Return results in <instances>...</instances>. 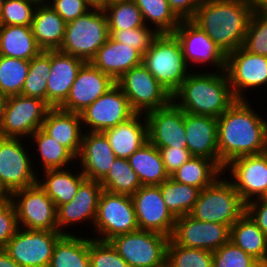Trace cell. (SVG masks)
Listing matches in <instances>:
<instances>
[{"mask_svg": "<svg viewBox=\"0 0 267 267\" xmlns=\"http://www.w3.org/2000/svg\"><path fill=\"white\" fill-rule=\"evenodd\" d=\"M247 100H236L217 118L220 167L240 156L267 151V120Z\"/></svg>", "mask_w": 267, "mask_h": 267, "instance_id": "obj_1", "label": "cell"}, {"mask_svg": "<svg viewBox=\"0 0 267 267\" xmlns=\"http://www.w3.org/2000/svg\"><path fill=\"white\" fill-rule=\"evenodd\" d=\"M253 11L243 0H202L191 21L227 55L243 46Z\"/></svg>", "mask_w": 267, "mask_h": 267, "instance_id": "obj_2", "label": "cell"}, {"mask_svg": "<svg viewBox=\"0 0 267 267\" xmlns=\"http://www.w3.org/2000/svg\"><path fill=\"white\" fill-rule=\"evenodd\" d=\"M214 72L190 73L172 95V101L190 114L221 116L236 99L225 71Z\"/></svg>", "mask_w": 267, "mask_h": 267, "instance_id": "obj_3", "label": "cell"}, {"mask_svg": "<svg viewBox=\"0 0 267 267\" xmlns=\"http://www.w3.org/2000/svg\"><path fill=\"white\" fill-rule=\"evenodd\" d=\"M142 64L171 96L192 72L185 62L181 44L173 33L158 34L149 50L143 54Z\"/></svg>", "mask_w": 267, "mask_h": 267, "instance_id": "obj_4", "label": "cell"}, {"mask_svg": "<svg viewBox=\"0 0 267 267\" xmlns=\"http://www.w3.org/2000/svg\"><path fill=\"white\" fill-rule=\"evenodd\" d=\"M221 177L200 190L198 199L188 215L200 221L231 227L246 212V204L233 184Z\"/></svg>", "mask_w": 267, "mask_h": 267, "instance_id": "obj_5", "label": "cell"}, {"mask_svg": "<svg viewBox=\"0 0 267 267\" xmlns=\"http://www.w3.org/2000/svg\"><path fill=\"white\" fill-rule=\"evenodd\" d=\"M109 36L104 10L92 8L66 24L65 36L59 50L90 62Z\"/></svg>", "mask_w": 267, "mask_h": 267, "instance_id": "obj_6", "label": "cell"}, {"mask_svg": "<svg viewBox=\"0 0 267 267\" xmlns=\"http://www.w3.org/2000/svg\"><path fill=\"white\" fill-rule=\"evenodd\" d=\"M169 240L157 232L137 230L109 242L129 267H165Z\"/></svg>", "mask_w": 267, "mask_h": 267, "instance_id": "obj_7", "label": "cell"}, {"mask_svg": "<svg viewBox=\"0 0 267 267\" xmlns=\"http://www.w3.org/2000/svg\"><path fill=\"white\" fill-rule=\"evenodd\" d=\"M93 228L102 241L139 230L131 196L102 190Z\"/></svg>", "mask_w": 267, "mask_h": 267, "instance_id": "obj_8", "label": "cell"}, {"mask_svg": "<svg viewBox=\"0 0 267 267\" xmlns=\"http://www.w3.org/2000/svg\"><path fill=\"white\" fill-rule=\"evenodd\" d=\"M19 228L29 230H58L57 208L38 183L11 193Z\"/></svg>", "mask_w": 267, "mask_h": 267, "instance_id": "obj_9", "label": "cell"}, {"mask_svg": "<svg viewBox=\"0 0 267 267\" xmlns=\"http://www.w3.org/2000/svg\"><path fill=\"white\" fill-rule=\"evenodd\" d=\"M116 84L128 98L129 105L135 113L146 114L167 106L172 96L141 64L124 73Z\"/></svg>", "mask_w": 267, "mask_h": 267, "instance_id": "obj_10", "label": "cell"}, {"mask_svg": "<svg viewBox=\"0 0 267 267\" xmlns=\"http://www.w3.org/2000/svg\"><path fill=\"white\" fill-rule=\"evenodd\" d=\"M51 107L42 99L24 95L7 97L0 123V137L27 139L38 129Z\"/></svg>", "mask_w": 267, "mask_h": 267, "instance_id": "obj_11", "label": "cell"}, {"mask_svg": "<svg viewBox=\"0 0 267 267\" xmlns=\"http://www.w3.org/2000/svg\"><path fill=\"white\" fill-rule=\"evenodd\" d=\"M63 235L58 230L18 228L4 250L21 267H49L55 244Z\"/></svg>", "mask_w": 267, "mask_h": 267, "instance_id": "obj_12", "label": "cell"}, {"mask_svg": "<svg viewBox=\"0 0 267 267\" xmlns=\"http://www.w3.org/2000/svg\"><path fill=\"white\" fill-rule=\"evenodd\" d=\"M22 138L0 137V182L11 194L37 183V169Z\"/></svg>", "mask_w": 267, "mask_h": 267, "instance_id": "obj_13", "label": "cell"}, {"mask_svg": "<svg viewBox=\"0 0 267 267\" xmlns=\"http://www.w3.org/2000/svg\"><path fill=\"white\" fill-rule=\"evenodd\" d=\"M225 73L235 99L247 100L245 90L267 84V57L240 47L226 55Z\"/></svg>", "mask_w": 267, "mask_h": 267, "instance_id": "obj_14", "label": "cell"}, {"mask_svg": "<svg viewBox=\"0 0 267 267\" xmlns=\"http://www.w3.org/2000/svg\"><path fill=\"white\" fill-rule=\"evenodd\" d=\"M228 170L229 181L245 204L267 197V151L235 158L225 165L223 173Z\"/></svg>", "mask_w": 267, "mask_h": 267, "instance_id": "obj_15", "label": "cell"}, {"mask_svg": "<svg viewBox=\"0 0 267 267\" xmlns=\"http://www.w3.org/2000/svg\"><path fill=\"white\" fill-rule=\"evenodd\" d=\"M173 34L179 40L185 62L190 67L194 64H208L216 67V72L225 71L226 54L217 44L191 20H182ZM192 64V65H190Z\"/></svg>", "mask_w": 267, "mask_h": 267, "instance_id": "obj_16", "label": "cell"}, {"mask_svg": "<svg viewBox=\"0 0 267 267\" xmlns=\"http://www.w3.org/2000/svg\"><path fill=\"white\" fill-rule=\"evenodd\" d=\"M135 112L131 109L128 98L115 84L106 93L84 109L81 113L82 126L86 132H103L127 121Z\"/></svg>", "mask_w": 267, "mask_h": 267, "instance_id": "obj_17", "label": "cell"}, {"mask_svg": "<svg viewBox=\"0 0 267 267\" xmlns=\"http://www.w3.org/2000/svg\"><path fill=\"white\" fill-rule=\"evenodd\" d=\"M170 239L181 247L214 252L230 241V227L184 215L176 218Z\"/></svg>", "mask_w": 267, "mask_h": 267, "instance_id": "obj_18", "label": "cell"}, {"mask_svg": "<svg viewBox=\"0 0 267 267\" xmlns=\"http://www.w3.org/2000/svg\"><path fill=\"white\" fill-rule=\"evenodd\" d=\"M139 230L170 238L176 218L168 210L159 186H141L132 196Z\"/></svg>", "mask_w": 267, "mask_h": 267, "instance_id": "obj_19", "label": "cell"}, {"mask_svg": "<svg viewBox=\"0 0 267 267\" xmlns=\"http://www.w3.org/2000/svg\"><path fill=\"white\" fill-rule=\"evenodd\" d=\"M115 84L116 81L110 75L103 73L91 62H85L78 71L66 101L59 108L80 114Z\"/></svg>", "mask_w": 267, "mask_h": 267, "instance_id": "obj_20", "label": "cell"}, {"mask_svg": "<svg viewBox=\"0 0 267 267\" xmlns=\"http://www.w3.org/2000/svg\"><path fill=\"white\" fill-rule=\"evenodd\" d=\"M148 141L157 148H188L184 129V111L173 101L145 114Z\"/></svg>", "mask_w": 267, "mask_h": 267, "instance_id": "obj_21", "label": "cell"}, {"mask_svg": "<svg viewBox=\"0 0 267 267\" xmlns=\"http://www.w3.org/2000/svg\"><path fill=\"white\" fill-rule=\"evenodd\" d=\"M102 190L100 181L86 178L80 184L74 198L70 202L60 205L57 208L58 231L63 234H73L70 232L68 233L66 228H68V226L70 228L73 224L76 226V223H85L87 220L90 221V224L92 222V226H94L98 200Z\"/></svg>", "mask_w": 267, "mask_h": 267, "instance_id": "obj_22", "label": "cell"}, {"mask_svg": "<svg viewBox=\"0 0 267 267\" xmlns=\"http://www.w3.org/2000/svg\"><path fill=\"white\" fill-rule=\"evenodd\" d=\"M84 63L78 57L60 50H51V70L47 82V104L51 108H59L66 101Z\"/></svg>", "mask_w": 267, "mask_h": 267, "instance_id": "obj_23", "label": "cell"}, {"mask_svg": "<svg viewBox=\"0 0 267 267\" xmlns=\"http://www.w3.org/2000/svg\"><path fill=\"white\" fill-rule=\"evenodd\" d=\"M115 158L116 155L103 132H84L76 160L80 161V170L87 179L101 181L109 172Z\"/></svg>", "mask_w": 267, "mask_h": 267, "instance_id": "obj_24", "label": "cell"}, {"mask_svg": "<svg viewBox=\"0 0 267 267\" xmlns=\"http://www.w3.org/2000/svg\"><path fill=\"white\" fill-rule=\"evenodd\" d=\"M184 129L191 155L213 160L220 166L217 118L184 112Z\"/></svg>", "mask_w": 267, "mask_h": 267, "instance_id": "obj_25", "label": "cell"}, {"mask_svg": "<svg viewBox=\"0 0 267 267\" xmlns=\"http://www.w3.org/2000/svg\"><path fill=\"white\" fill-rule=\"evenodd\" d=\"M41 129L65 146L76 158L79 156L85 131L79 113L50 108Z\"/></svg>", "mask_w": 267, "mask_h": 267, "instance_id": "obj_26", "label": "cell"}, {"mask_svg": "<svg viewBox=\"0 0 267 267\" xmlns=\"http://www.w3.org/2000/svg\"><path fill=\"white\" fill-rule=\"evenodd\" d=\"M90 62L117 81L124 73L143 63V54L109 36Z\"/></svg>", "mask_w": 267, "mask_h": 267, "instance_id": "obj_27", "label": "cell"}, {"mask_svg": "<svg viewBox=\"0 0 267 267\" xmlns=\"http://www.w3.org/2000/svg\"><path fill=\"white\" fill-rule=\"evenodd\" d=\"M144 118V119H143ZM145 120L144 123L142 122ZM116 158L128 159L148 142V124L145 114L135 113L127 121L103 131Z\"/></svg>", "mask_w": 267, "mask_h": 267, "instance_id": "obj_28", "label": "cell"}, {"mask_svg": "<svg viewBox=\"0 0 267 267\" xmlns=\"http://www.w3.org/2000/svg\"><path fill=\"white\" fill-rule=\"evenodd\" d=\"M66 22L46 2H39L31 23L32 33L42 51L59 50L66 29Z\"/></svg>", "mask_w": 267, "mask_h": 267, "instance_id": "obj_29", "label": "cell"}, {"mask_svg": "<svg viewBox=\"0 0 267 267\" xmlns=\"http://www.w3.org/2000/svg\"><path fill=\"white\" fill-rule=\"evenodd\" d=\"M68 168L70 167L45 170L42 172L43 179H37V183L53 200L56 208L70 202L76 195L80 184L86 179L81 170L73 173Z\"/></svg>", "mask_w": 267, "mask_h": 267, "instance_id": "obj_30", "label": "cell"}, {"mask_svg": "<svg viewBox=\"0 0 267 267\" xmlns=\"http://www.w3.org/2000/svg\"><path fill=\"white\" fill-rule=\"evenodd\" d=\"M42 50L31 26L0 25V55L31 61Z\"/></svg>", "mask_w": 267, "mask_h": 267, "instance_id": "obj_31", "label": "cell"}, {"mask_svg": "<svg viewBox=\"0 0 267 267\" xmlns=\"http://www.w3.org/2000/svg\"><path fill=\"white\" fill-rule=\"evenodd\" d=\"M128 160L142 186H159L170 177L158 148L149 141L136 150Z\"/></svg>", "mask_w": 267, "mask_h": 267, "instance_id": "obj_32", "label": "cell"}, {"mask_svg": "<svg viewBox=\"0 0 267 267\" xmlns=\"http://www.w3.org/2000/svg\"><path fill=\"white\" fill-rule=\"evenodd\" d=\"M230 241L257 261H267V236L246 212L230 227Z\"/></svg>", "mask_w": 267, "mask_h": 267, "instance_id": "obj_33", "label": "cell"}, {"mask_svg": "<svg viewBox=\"0 0 267 267\" xmlns=\"http://www.w3.org/2000/svg\"><path fill=\"white\" fill-rule=\"evenodd\" d=\"M223 169L213 160L192 156L183 163L170 178L178 183L197 187L200 190L212 185L221 175Z\"/></svg>", "mask_w": 267, "mask_h": 267, "instance_id": "obj_34", "label": "cell"}, {"mask_svg": "<svg viewBox=\"0 0 267 267\" xmlns=\"http://www.w3.org/2000/svg\"><path fill=\"white\" fill-rule=\"evenodd\" d=\"M49 267H90L89 238L64 234L55 244Z\"/></svg>", "mask_w": 267, "mask_h": 267, "instance_id": "obj_35", "label": "cell"}, {"mask_svg": "<svg viewBox=\"0 0 267 267\" xmlns=\"http://www.w3.org/2000/svg\"><path fill=\"white\" fill-rule=\"evenodd\" d=\"M36 145V152L40 155L41 166L45 170L63 169L67 165L76 163V157L62 144L46 134L41 128L29 138ZM73 160V161H72Z\"/></svg>", "mask_w": 267, "mask_h": 267, "instance_id": "obj_36", "label": "cell"}, {"mask_svg": "<svg viewBox=\"0 0 267 267\" xmlns=\"http://www.w3.org/2000/svg\"><path fill=\"white\" fill-rule=\"evenodd\" d=\"M159 187L168 210L175 218L191 212L200 192L199 188L178 183L170 177Z\"/></svg>", "mask_w": 267, "mask_h": 267, "instance_id": "obj_37", "label": "cell"}, {"mask_svg": "<svg viewBox=\"0 0 267 267\" xmlns=\"http://www.w3.org/2000/svg\"><path fill=\"white\" fill-rule=\"evenodd\" d=\"M100 184L105 191L128 196H132L142 186L137 173L125 158H115Z\"/></svg>", "mask_w": 267, "mask_h": 267, "instance_id": "obj_38", "label": "cell"}, {"mask_svg": "<svg viewBox=\"0 0 267 267\" xmlns=\"http://www.w3.org/2000/svg\"><path fill=\"white\" fill-rule=\"evenodd\" d=\"M51 70V50L41 51L30 61L21 95L42 99L47 103V82Z\"/></svg>", "mask_w": 267, "mask_h": 267, "instance_id": "obj_39", "label": "cell"}, {"mask_svg": "<svg viewBox=\"0 0 267 267\" xmlns=\"http://www.w3.org/2000/svg\"><path fill=\"white\" fill-rule=\"evenodd\" d=\"M140 9L146 26L154 25L161 33H173L181 20L173 13L167 0H133ZM148 23V24H147ZM149 23H151L149 25Z\"/></svg>", "mask_w": 267, "mask_h": 267, "instance_id": "obj_40", "label": "cell"}, {"mask_svg": "<svg viewBox=\"0 0 267 267\" xmlns=\"http://www.w3.org/2000/svg\"><path fill=\"white\" fill-rule=\"evenodd\" d=\"M109 31L146 26L142 13L133 0H112L103 8Z\"/></svg>", "mask_w": 267, "mask_h": 267, "instance_id": "obj_41", "label": "cell"}, {"mask_svg": "<svg viewBox=\"0 0 267 267\" xmlns=\"http://www.w3.org/2000/svg\"><path fill=\"white\" fill-rule=\"evenodd\" d=\"M30 61L0 55V93L19 95L26 80Z\"/></svg>", "mask_w": 267, "mask_h": 267, "instance_id": "obj_42", "label": "cell"}, {"mask_svg": "<svg viewBox=\"0 0 267 267\" xmlns=\"http://www.w3.org/2000/svg\"><path fill=\"white\" fill-rule=\"evenodd\" d=\"M166 265L168 267H213V256L211 251L181 247L170 239L167 245Z\"/></svg>", "mask_w": 267, "mask_h": 267, "instance_id": "obj_43", "label": "cell"}, {"mask_svg": "<svg viewBox=\"0 0 267 267\" xmlns=\"http://www.w3.org/2000/svg\"><path fill=\"white\" fill-rule=\"evenodd\" d=\"M242 47L267 57V8L254 9Z\"/></svg>", "mask_w": 267, "mask_h": 267, "instance_id": "obj_44", "label": "cell"}, {"mask_svg": "<svg viewBox=\"0 0 267 267\" xmlns=\"http://www.w3.org/2000/svg\"><path fill=\"white\" fill-rule=\"evenodd\" d=\"M37 0H4L0 14V25L31 26Z\"/></svg>", "mask_w": 267, "mask_h": 267, "instance_id": "obj_45", "label": "cell"}, {"mask_svg": "<svg viewBox=\"0 0 267 267\" xmlns=\"http://www.w3.org/2000/svg\"><path fill=\"white\" fill-rule=\"evenodd\" d=\"M158 34L159 33L152 26L150 29L148 26H143L128 30L109 31V35L113 40L135 48L142 54L149 50L153 40Z\"/></svg>", "mask_w": 267, "mask_h": 267, "instance_id": "obj_46", "label": "cell"}, {"mask_svg": "<svg viewBox=\"0 0 267 267\" xmlns=\"http://www.w3.org/2000/svg\"><path fill=\"white\" fill-rule=\"evenodd\" d=\"M91 238H89L90 267H129L109 241Z\"/></svg>", "mask_w": 267, "mask_h": 267, "instance_id": "obj_47", "label": "cell"}, {"mask_svg": "<svg viewBox=\"0 0 267 267\" xmlns=\"http://www.w3.org/2000/svg\"><path fill=\"white\" fill-rule=\"evenodd\" d=\"M213 267H253L257 260L229 241L212 252Z\"/></svg>", "mask_w": 267, "mask_h": 267, "instance_id": "obj_48", "label": "cell"}, {"mask_svg": "<svg viewBox=\"0 0 267 267\" xmlns=\"http://www.w3.org/2000/svg\"><path fill=\"white\" fill-rule=\"evenodd\" d=\"M18 228L16 211L12 201L8 199L0 202V249H5Z\"/></svg>", "mask_w": 267, "mask_h": 267, "instance_id": "obj_49", "label": "cell"}, {"mask_svg": "<svg viewBox=\"0 0 267 267\" xmlns=\"http://www.w3.org/2000/svg\"><path fill=\"white\" fill-rule=\"evenodd\" d=\"M46 3L50 5L66 23L74 21L93 8L86 0H51V2L48 0Z\"/></svg>", "mask_w": 267, "mask_h": 267, "instance_id": "obj_50", "label": "cell"}, {"mask_svg": "<svg viewBox=\"0 0 267 267\" xmlns=\"http://www.w3.org/2000/svg\"><path fill=\"white\" fill-rule=\"evenodd\" d=\"M158 150L169 176L192 157L188 148L163 147Z\"/></svg>", "mask_w": 267, "mask_h": 267, "instance_id": "obj_51", "label": "cell"}, {"mask_svg": "<svg viewBox=\"0 0 267 267\" xmlns=\"http://www.w3.org/2000/svg\"><path fill=\"white\" fill-rule=\"evenodd\" d=\"M246 213L267 236V197L248 202Z\"/></svg>", "mask_w": 267, "mask_h": 267, "instance_id": "obj_52", "label": "cell"}, {"mask_svg": "<svg viewBox=\"0 0 267 267\" xmlns=\"http://www.w3.org/2000/svg\"><path fill=\"white\" fill-rule=\"evenodd\" d=\"M202 0H167L173 13L182 20H191Z\"/></svg>", "mask_w": 267, "mask_h": 267, "instance_id": "obj_53", "label": "cell"}, {"mask_svg": "<svg viewBox=\"0 0 267 267\" xmlns=\"http://www.w3.org/2000/svg\"><path fill=\"white\" fill-rule=\"evenodd\" d=\"M0 267H21L4 249H0Z\"/></svg>", "mask_w": 267, "mask_h": 267, "instance_id": "obj_54", "label": "cell"}, {"mask_svg": "<svg viewBox=\"0 0 267 267\" xmlns=\"http://www.w3.org/2000/svg\"><path fill=\"white\" fill-rule=\"evenodd\" d=\"M246 4L252 6L254 9L267 8V0H243Z\"/></svg>", "mask_w": 267, "mask_h": 267, "instance_id": "obj_55", "label": "cell"}, {"mask_svg": "<svg viewBox=\"0 0 267 267\" xmlns=\"http://www.w3.org/2000/svg\"><path fill=\"white\" fill-rule=\"evenodd\" d=\"M93 8H104L112 0H86Z\"/></svg>", "mask_w": 267, "mask_h": 267, "instance_id": "obj_56", "label": "cell"}, {"mask_svg": "<svg viewBox=\"0 0 267 267\" xmlns=\"http://www.w3.org/2000/svg\"><path fill=\"white\" fill-rule=\"evenodd\" d=\"M10 195L0 182V202L10 199Z\"/></svg>", "mask_w": 267, "mask_h": 267, "instance_id": "obj_57", "label": "cell"}, {"mask_svg": "<svg viewBox=\"0 0 267 267\" xmlns=\"http://www.w3.org/2000/svg\"><path fill=\"white\" fill-rule=\"evenodd\" d=\"M6 101H7V96L2 95L0 93V123L3 117Z\"/></svg>", "mask_w": 267, "mask_h": 267, "instance_id": "obj_58", "label": "cell"}, {"mask_svg": "<svg viewBox=\"0 0 267 267\" xmlns=\"http://www.w3.org/2000/svg\"><path fill=\"white\" fill-rule=\"evenodd\" d=\"M253 267H267V261H257Z\"/></svg>", "mask_w": 267, "mask_h": 267, "instance_id": "obj_59", "label": "cell"}, {"mask_svg": "<svg viewBox=\"0 0 267 267\" xmlns=\"http://www.w3.org/2000/svg\"><path fill=\"white\" fill-rule=\"evenodd\" d=\"M3 2H4V0H0V14H1V11H2Z\"/></svg>", "mask_w": 267, "mask_h": 267, "instance_id": "obj_60", "label": "cell"}, {"mask_svg": "<svg viewBox=\"0 0 267 267\" xmlns=\"http://www.w3.org/2000/svg\"><path fill=\"white\" fill-rule=\"evenodd\" d=\"M39 2H47L48 0H37Z\"/></svg>", "mask_w": 267, "mask_h": 267, "instance_id": "obj_61", "label": "cell"}]
</instances>
